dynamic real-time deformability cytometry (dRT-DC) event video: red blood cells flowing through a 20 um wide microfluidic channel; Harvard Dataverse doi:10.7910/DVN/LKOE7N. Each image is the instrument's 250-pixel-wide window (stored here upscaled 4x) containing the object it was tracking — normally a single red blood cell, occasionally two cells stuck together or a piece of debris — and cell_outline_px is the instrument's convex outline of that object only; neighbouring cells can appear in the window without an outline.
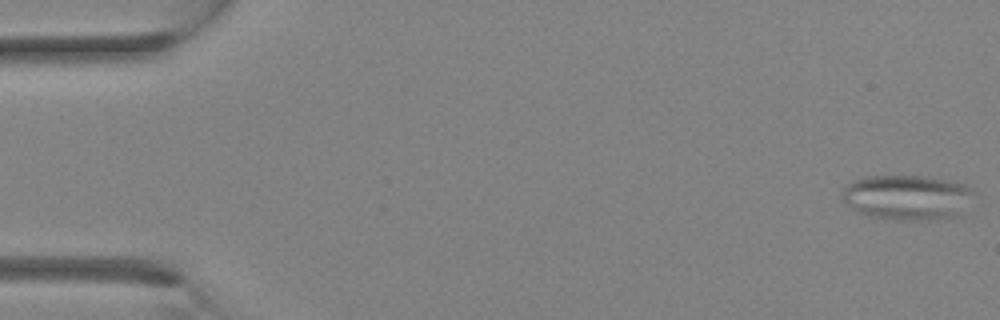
{"species": "Egyptian fruit bat (a non-hibernating species)", "species_latin": "Rousettus aegyptiacus", "temperature_condition": "room temperature", "stored_images_in_passage": 18, "camera_frame_rate_fps": 3000, "um_per_image_px": 0.085, "animal": {"sex": "female"}, "frame": {"image": 1, "passage_image": 1, "time_ms": 0.0, "image_size_px": [1000, 320], "cell_outline_px": [[972, 192], [960, 216], [936, 220], [896, 220], [868, 216], [852, 208], [840, 196], [844, 188], [852, 180], [864, 176], [924, 176], [964, 184], [972, 188]], "centroid_in_image_um": [77.08, 16.78], "position_along_channel_um": 7.9, "area_um2": 34.51}}
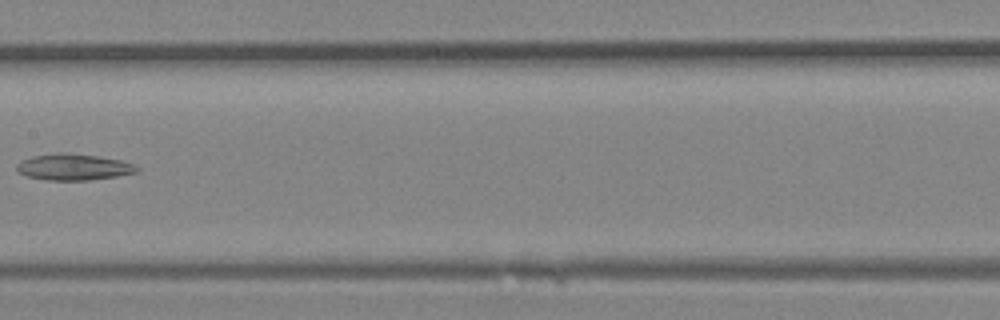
{"frame": {"image": 2, "passage_image": 17, "time_ms": 5.333, "image_size_px": [1000, 320], "cell_outline_px": [[140, 168], [136, 172], [116, 176], [88, 180], [44, 180], [24, 176], [16, 172], [16, 164], [20, 160], [32, 156], [60, 152], [68, 152], [100, 156], [120, 160], [132, 164]], "centroid_in_image_um": [6.17, 14.19], "position_along_channel_um": 201.2, "area_um2": 18.67}}